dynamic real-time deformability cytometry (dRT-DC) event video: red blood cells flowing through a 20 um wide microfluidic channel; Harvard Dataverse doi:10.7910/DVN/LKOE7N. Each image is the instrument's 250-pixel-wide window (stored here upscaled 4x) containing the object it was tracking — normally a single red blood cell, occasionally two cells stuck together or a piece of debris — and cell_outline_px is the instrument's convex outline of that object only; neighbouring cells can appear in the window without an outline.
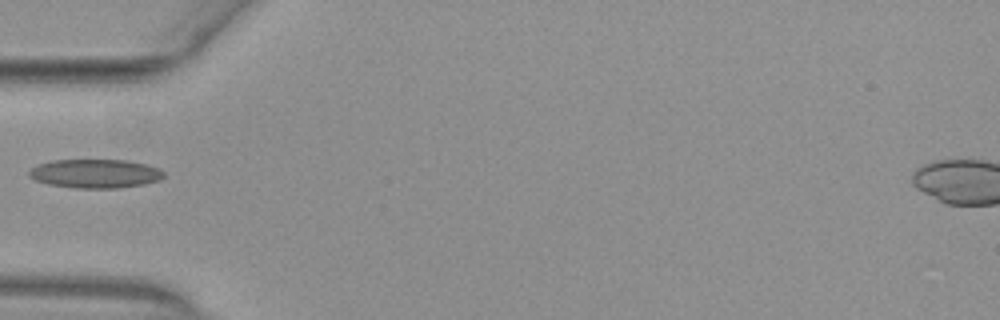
{"species": "common noctule bat (a hibernating species)", "species_latin": "Nyctalus noctula", "temperature_condition": "warm", "stored_images_in_passage": 34, "camera_frame_rate_fps": 3000, "um_per_image_px": 0.085, "animal": {"sex": "female", "body_mass_g": 29.2, "forearm_length_mm": 56.3}, "frame": {"image": 1, "passage_image": 1, "time_ms": 0.0, "image_size_px": [1000, 320], "cell_outline_px": [[164, 176], [160, 180], [144, 184], [120, 188], [72, 188], [48, 184], [36, 180], [28, 176], [28, 172], [32, 168], [40, 164], [52, 160], [128, 160], [148, 164], [160, 168], [164, 172]], "centroid_in_image_um": [8.14, 14.76], "position_along_channel_um": 76.9, "area_um2": 22.83}}
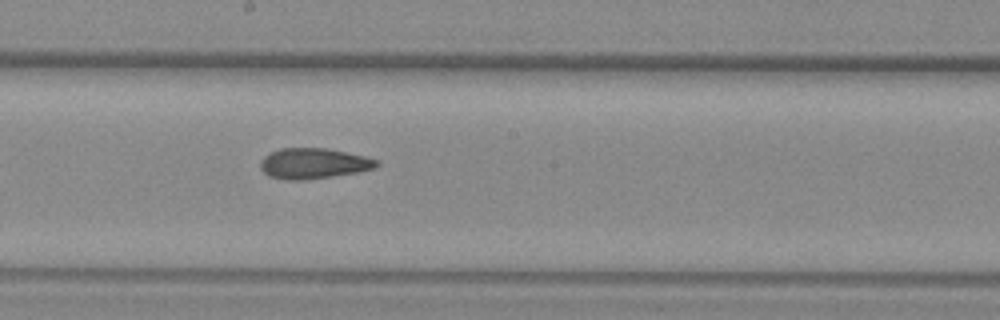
{"frame": {"image": 2, "passage_image": 12, "time_ms": 3.667, "image_size_px": [1000, 320], "cell_outline_px": [[380, 164], [376, 168], [360, 172], [304, 180], [288, 180], [268, 176], [260, 168], [260, 160], [264, 156], [280, 148], [324, 148], [364, 156], [376, 160]], "centroid_in_image_um": [26.63, 13.9], "position_along_channel_um": 221.6, "area_um2": 20.63}}
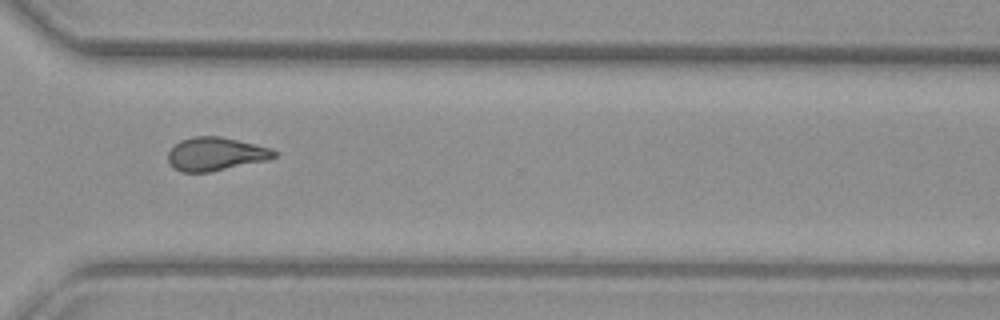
{"frame": {"image": 3, "passage_image": 22, "time_ms": 7.0, "image_size_px": [1000, 320], "cell_outline_px": [[276, 156], [268, 160], [212, 172], [180, 172], [172, 168], [168, 160], [168, 152], [180, 140], [192, 136], [220, 136], [272, 148], [276, 152]], "centroid_in_image_um": [18.32, 13.1], "position_along_channel_um": 352.3, "area_um2": 20.81}}